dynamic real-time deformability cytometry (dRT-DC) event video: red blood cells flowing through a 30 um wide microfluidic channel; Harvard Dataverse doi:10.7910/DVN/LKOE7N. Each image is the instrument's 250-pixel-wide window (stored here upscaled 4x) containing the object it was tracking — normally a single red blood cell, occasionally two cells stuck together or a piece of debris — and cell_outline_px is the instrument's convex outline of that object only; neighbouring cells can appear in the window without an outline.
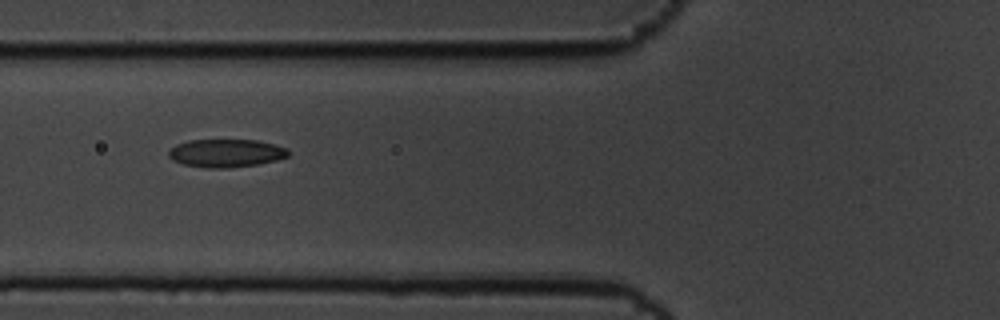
{"species": "common noctule bat (a hibernating species)", "species_latin": "Nyctalus noctula", "temperature_condition": "cold", "stored_images_in_passage": 8, "camera_frame_rate_fps": 3000, "um_per_image_px": 0.085, "animal": {"sex": "male", "body_mass_g": 19.5, "forearm_length_mm": 54.6}, "frame": {"image": 1, "passage_image": 5, "time_ms": 1.333, "image_size_px": [1000, 320], "cell_outline_px": [[288, 156], [276, 160], [256, 164], [224, 168], [212, 168], [184, 164], [172, 160], [168, 156], [168, 148], [176, 144], [188, 140], [256, 140], [288, 148]], "centroid_in_image_um": [19.16, 13.0], "position_along_channel_um": 106.6, "area_um2": 19.42}}
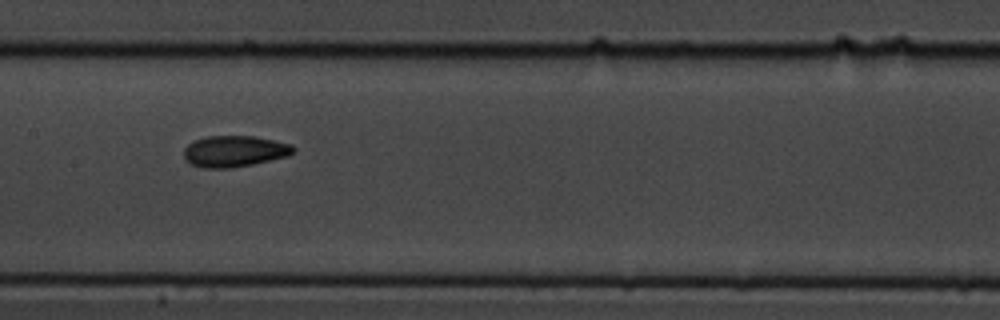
{"frame": {"image": 2, "passage_image": 7, "time_ms": 2.0, "image_size_px": [1000, 320], "cell_outline_px": [[296, 152], [288, 156], [252, 164], [232, 168], [204, 168], [192, 164], [184, 156], [184, 148], [192, 140], [208, 136], [256, 136], [292, 144], [296, 148]], "centroid_in_image_um": [19.96, 12.84], "position_along_channel_um": 187.4, "area_um2": 20.06}}
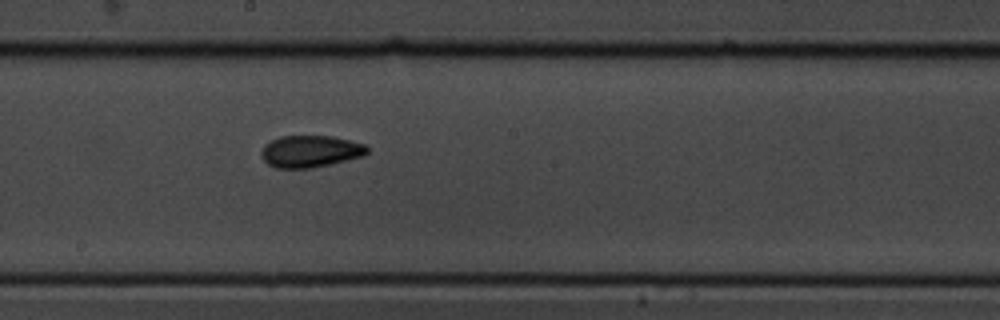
{"frame": {"image": 3, "passage_image": 8, "time_ms": 2.333, "image_size_px": [1000, 320], "cell_outline_px": [[368, 152], [364, 156], [312, 168], [276, 168], [268, 164], [264, 160], [260, 152], [264, 144], [280, 136], [332, 136], [364, 144], [368, 148]], "centroid_in_image_um": [26.36, 12.86], "position_along_channel_um": 221.8, "area_um2": 19.65}}